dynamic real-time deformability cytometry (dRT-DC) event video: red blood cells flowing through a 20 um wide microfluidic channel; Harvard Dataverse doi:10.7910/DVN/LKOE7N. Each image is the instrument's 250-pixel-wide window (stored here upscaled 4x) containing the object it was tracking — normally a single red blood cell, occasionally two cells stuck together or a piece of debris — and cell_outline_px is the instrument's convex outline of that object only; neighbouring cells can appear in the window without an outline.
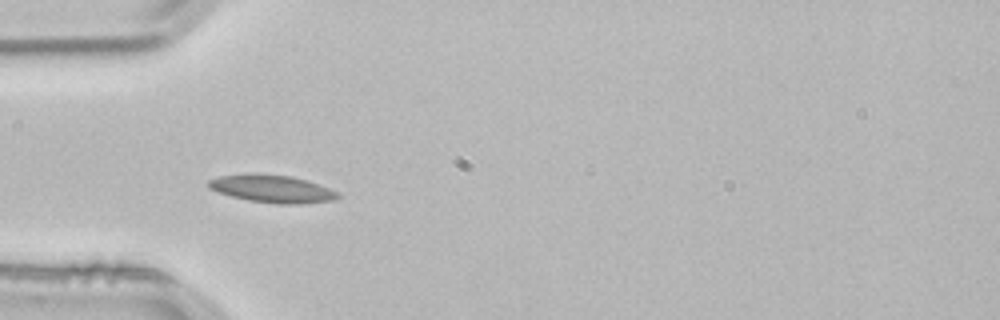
{"species": "common noctule bat (a hibernating species)", "species_latin": "Nyctalus noctula", "temperature_condition": "room temperature", "stored_images_in_passage": 18, "camera_frame_rate_fps": 3000, "um_per_image_px": 0.085, "animal": {"sex": "male", "body_mass_g": 21.5, "forearm_length_mm": 52.0}, "frame": {"image": 1, "passage_image": 6, "time_ms": 1.667, "image_size_px": [1000, 320], "cell_outline_px": [[340, 196], [332, 200], [304, 204], [280, 204], [248, 200], [232, 196], [208, 188], [208, 180], [220, 176], [248, 172], [288, 176], [304, 180], [328, 188], [336, 192]], "centroid_in_image_um": [23.07, 16.04], "position_along_channel_um": 61.9, "area_um2": 20.58}}
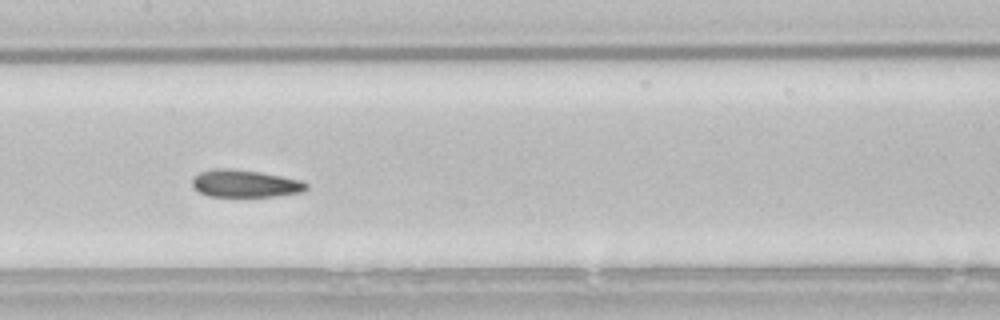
{"frame": {"image": 2, "passage_image": 16, "time_ms": 5.0, "image_size_px": [1000, 320], "cell_outline_px": [[308, 188], [304, 192], [276, 196], [208, 196], [200, 192], [192, 184], [192, 176], [200, 172], [216, 168], [228, 168], [260, 172], [300, 180], [308, 184]], "centroid_in_image_um": [20.84, 15.6], "position_along_channel_um": 186.6, "area_um2": 18.15}}